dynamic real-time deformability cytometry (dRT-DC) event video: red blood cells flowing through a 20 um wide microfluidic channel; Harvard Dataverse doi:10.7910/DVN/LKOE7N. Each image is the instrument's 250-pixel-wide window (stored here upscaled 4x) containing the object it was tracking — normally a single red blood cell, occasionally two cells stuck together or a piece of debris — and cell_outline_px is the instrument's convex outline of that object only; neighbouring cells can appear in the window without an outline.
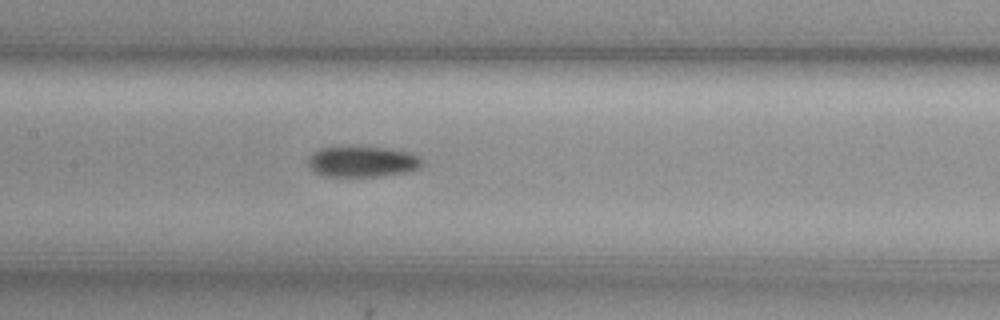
{"species": "common noctule bat (a hibernating species)", "species_latin": "Nyctalus noctula", "temperature_condition": "cold", "stored_images_in_passage": 39, "camera_frame_rate_fps": 3000, "um_per_image_px": 0.085, "animal": {"sex": "female", "body_mass_g": 29.2, "forearm_length_mm": 56.3}, "frame": {"image": 1, "passage_image": 12, "time_ms": 3.667, "image_size_px": [1000, 320], "cell_outline_px": [[420, 168], [412, 172], [380, 176], [324, 176], [316, 172], [308, 164], [308, 156], [312, 152], [320, 148], [388, 148], [408, 152], [416, 156], [420, 160]], "centroid_in_image_um": [30.8, 13.76], "position_along_channel_um": 176.6, "area_um2": 20.06}}
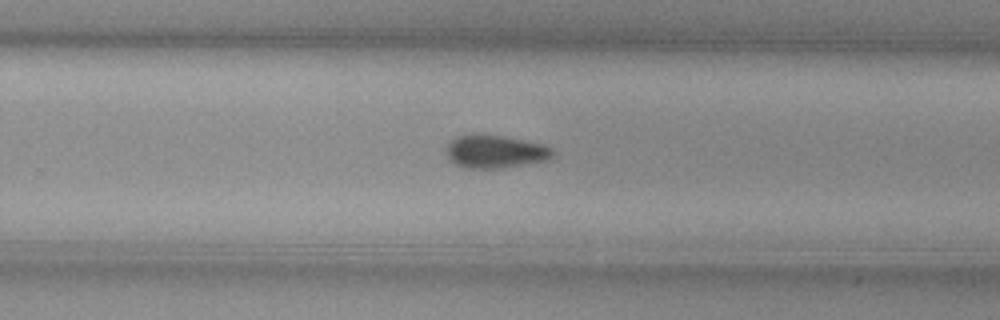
{"frame": {"image": 2, "passage_image": 21, "time_ms": 6.667, "image_size_px": [1000, 320], "cell_outline_px": [[556, 156], [548, 160], [504, 168], [460, 168], [448, 160], [448, 140], [456, 136], [476, 132], [504, 136], [544, 144], [552, 148], [556, 152]], "centroid_in_image_um": [42.1, 12.87], "position_along_channel_um": 287.7, "area_um2": 21.21}}
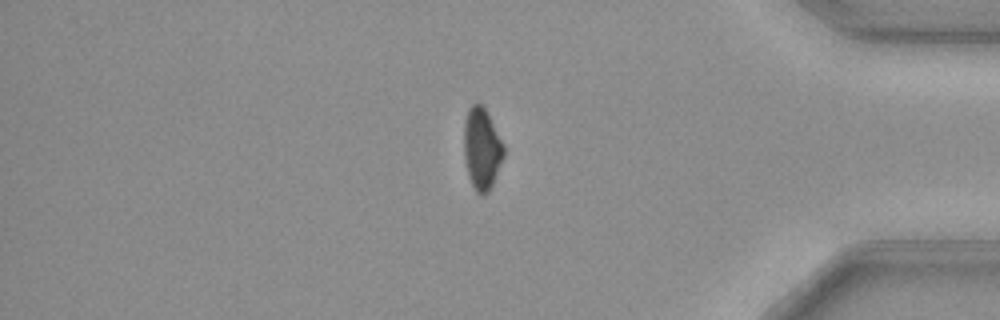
{"frame": {"image": 3, "passage_image": 32, "time_ms": 10.333, "image_size_px": [1000, 320], "cell_outline_px": [[504, 156], [492, 184], [488, 192], [484, 196], [480, 196], [476, 192], [468, 176], [464, 156], [464, 124], [468, 108], [472, 104], [480, 104], [488, 112], [504, 144]], "centroid_in_image_um": [40.95, 12.64], "position_along_channel_um": 394.2, "area_um2": 19.02}}